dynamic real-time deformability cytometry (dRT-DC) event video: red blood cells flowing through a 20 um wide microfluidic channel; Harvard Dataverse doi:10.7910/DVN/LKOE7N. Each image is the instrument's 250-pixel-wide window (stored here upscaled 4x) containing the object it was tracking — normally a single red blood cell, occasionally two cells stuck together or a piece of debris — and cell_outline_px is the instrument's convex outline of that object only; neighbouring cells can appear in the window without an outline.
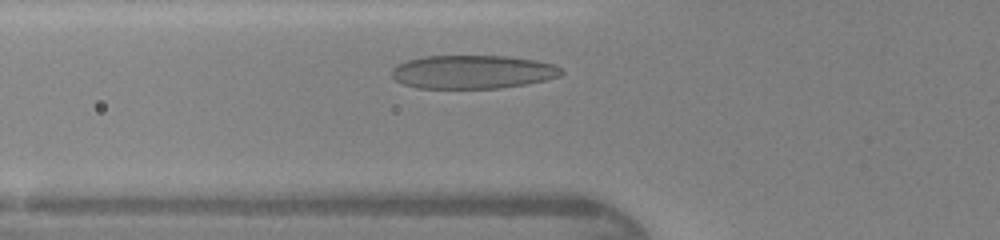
{"species": "human", "species_latin": "Homo sapiens", "temperature_condition": "warm", "stored_images_in_passage": 27, "camera_frame_rate_fps": 3000, "um_per_image_px": 0.085, "donor": {"sex": "female"}, "frame": {"image": 1, "passage_image": 5, "time_ms": 1.333, "image_size_px": [1000, 240], "cell_outline_px": [[564, 72], [560, 76], [528, 84], [500, 88], [416, 88], [404, 84], [396, 80], [392, 76], [392, 68], [396, 64], [408, 60], [424, 56], [504, 56], [536, 60], [556, 64]], "centroid_in_image_um": [40.19, 6.11], "position_along_channel_um": 85.6, "area_um2": 33.23}}
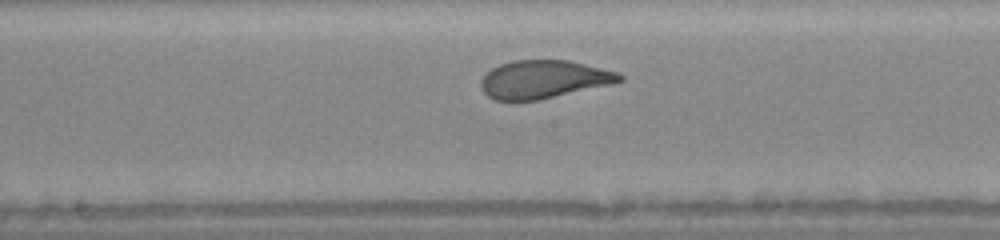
{"frame": {"image": 2, "passage_image": 13, "time_ms": 4.0, "image_size_px": [1000, 240], "cell_outline_px": [[624, 80], [612, 84], [536, 100], [496, 100], [488, 96], [480, 88], [480, 80], [492, 68], [500, 64], [512, 60], [568, 60], [616, 72], [624, 76]], "centroid_in_image_um": [46.19, 6.74], "position_along_channel_um": 202.0, "area_um2": 30.46}}
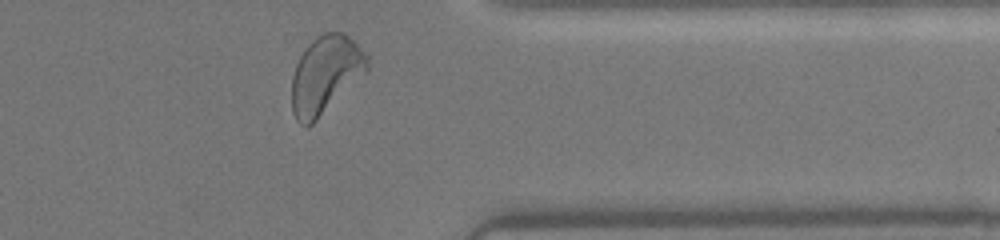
{"frame": {"image": 3, "passage_image": 26, "time_ms": 8.333, "image_size_px": [1000, 240], "cell_outline_px": [[368, 68], [312, 124], [300, 124], [296, 120], [292, 112], [292, 76], [296, 64], [304, 48], [316, 36], [324, 32], [344, 32], [368, 56]], "centroid_in_image_um": [27.62, 6.31], "position_along_channel_um": 383.8, "area_um2": 33.35}, "authors_computed_cell_mechanics": {"area_um2": 31.9056, "velocity_mm_per_s": 4.33, "shape_relaxation_time_tau1_ms": 2.6056, "shape_relaxation_time_tau2_ms": null, "deformation_change_tau1": 0.1569, "deformation_change_tau2": null}}